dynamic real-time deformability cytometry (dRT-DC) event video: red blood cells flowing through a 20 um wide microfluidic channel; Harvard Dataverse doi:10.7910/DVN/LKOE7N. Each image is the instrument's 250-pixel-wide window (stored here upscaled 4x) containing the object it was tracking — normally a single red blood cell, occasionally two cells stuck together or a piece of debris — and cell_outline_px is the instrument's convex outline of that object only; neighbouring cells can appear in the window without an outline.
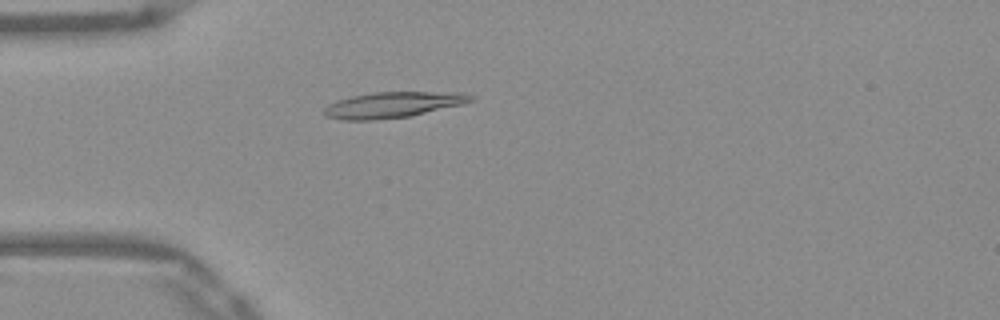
{"species": "Egyptian fruit bat (a non-hibernating species)", "species_latin": "Rousettus aegyptiacus", "temperature_condition": "warm", "stored_images_in_passage": 44, "camera_frame_rate_fps": 3000, "um_per_image_px": 0.085, "frame": {"image": 1, "passage_image": 7, "time_ms": 2.0, "image_size_px": [1000, 320], "cell_outline_px": [[476, 100], [464, 104], [408, 116], [372, 120], [344, 120], [328, 116], [324, 112], [324, 108], [328, 104], [336, 100], [352, 96], [376, 92], [464, 92], [476, 96]], "centroid_in_image_um": [33.47, 8.89], "position_along_channel_um": 51.5, "area_um2": 22.02}}
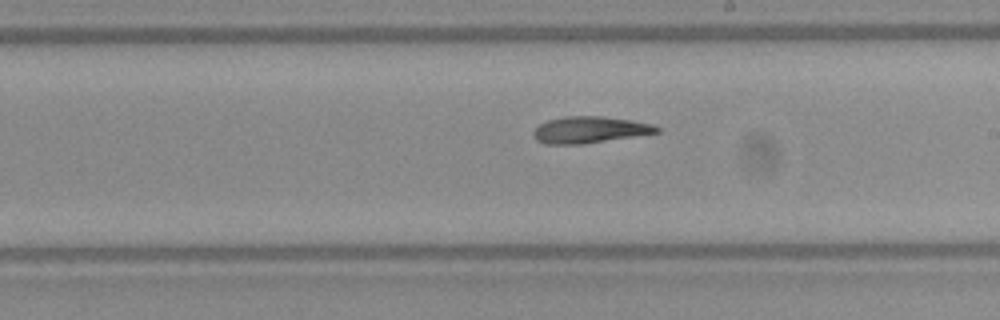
{"frame": {"image": 2, "passage_image": 22, "time_ms": 7.0, "image_size_px": [1000, 320], "cell_outline_px": [[660, 132], [584, 144], [544, 144], [536, 140], [532, 136], [532, 132], [540, 124], [548, 120], [564, 116], [604, 116], [632, 120], [652, 124], [660, 128]], "centroid_in_image_um": [50.1, 11.03], "position_along_channel_um": 238.9, "area_um2": 19.19}}
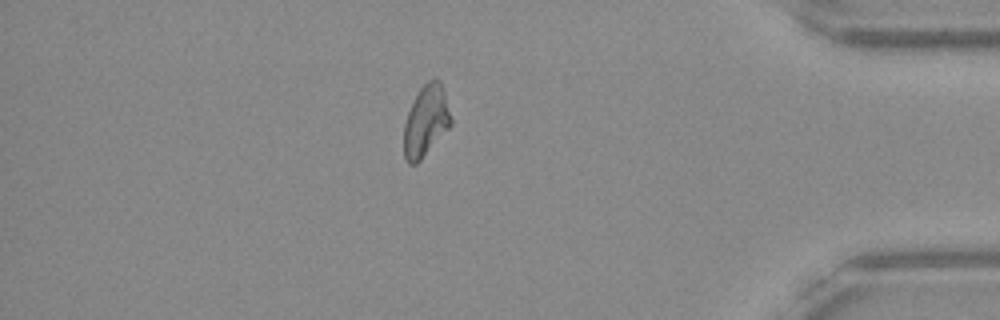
{"frame": {"image": 3, "passage_image": 37, "time_ms": 12.0, "image_size_px": [1000, 320], "cell_outline_px": [[452, 124], [420, 160], [416, 164], [408, 164], [404, 160], [404, 124], [408, 112], [420, 88], [428, 80], [440, 80], [444, 92], [452, 120]], "centroid_in_image_um": [36.19, 10.31], "position_along_channel_um": 399.0, "area_um2": 19.19}, "authors_computed_cell_mechanics": {"area_um2": 19.5364, "velocity_mm_per_s": 3.9368, "shape_relaxation_time_tau1_ms": null, "shape_relaxation_time_tau2_ms": 4.8758, "deformation_change_tau1": null, "deformation_change_tau2": 0.1153}}